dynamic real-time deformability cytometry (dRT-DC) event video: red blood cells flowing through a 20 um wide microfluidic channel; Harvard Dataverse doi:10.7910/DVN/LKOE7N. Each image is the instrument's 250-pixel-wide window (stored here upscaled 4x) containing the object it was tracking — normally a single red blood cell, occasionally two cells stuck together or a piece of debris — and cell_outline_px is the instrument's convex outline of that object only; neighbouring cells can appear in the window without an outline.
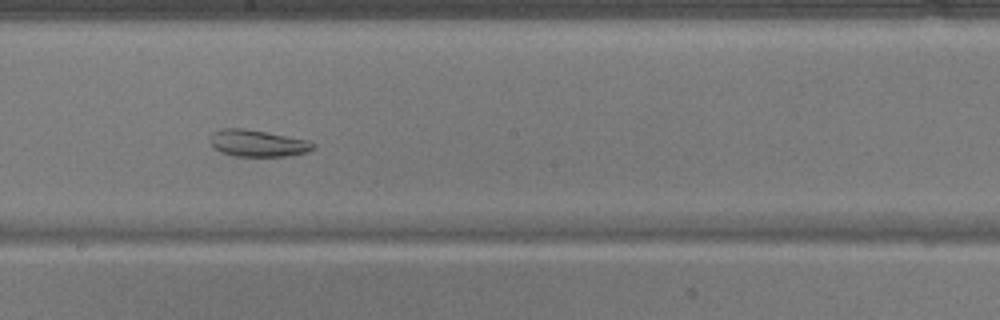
{"species": "common noctule bat (a hibernating species)", "species_latin": "Nyctalus noctula", "temperature_condition": "warm", "stored_images_in_passage": 50, "segment_of_instrument_passage": [2, 2], "camera_frame_rate_fps": 3000, "um_per_image_px": 0.085, "animal": {"sex": "male", "body_mass_g": 17.9}, "frame": {"image": 1, "passage_image": 28, "time_ms": 9.0, "image_size_px": [1000, 320], "cell_outline_px": [[316, 148], [308, 152], [284, 156], [232, 156], [220, 152], [212, 148], [208, 140], [208, 136], [212, 132], [220, 128], [244, 128], [308, 140], [316, 144]], "centroid_in_image_um": [21.83, 12.17], "position_along_channel_um": 226.4, "area_um2": 16.42}}
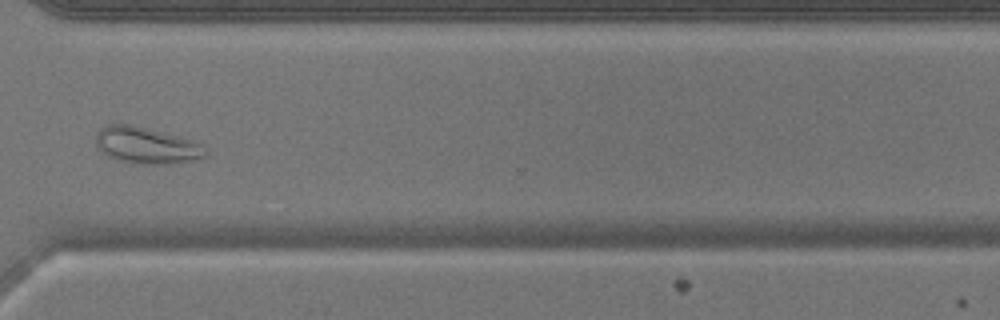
{"frame": {"image": 2, "passage_image": 38, "time_ms": 12.333, "image_size_px": [1000, 320], "cell_outline_px": [[208, 156], [192, 160], [168, 164], [132, 164], [108, 156], [100, 152], [96, 148], [96, 132], [100, 128], [108, 124], [132, 124], [180, 136], [192, 140], [208, 148]], "centroid_in_image_um": [12.44, 12.36], "position_along_channel_um": 358.2, "area_um2": 23.76}}
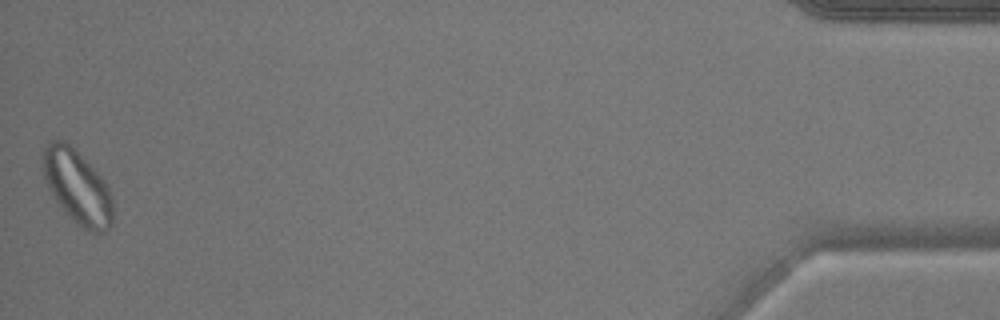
{"frame": {"image": 3, "passage_image": 50, "time_ms": 16.333, "image_size_px": [1000, 320], "cell_outline_px": [[112, 224], [104, 232], [88, 232], [76, 224], [56, 200], [48, 188], [44, 176], [40, 156], [48, 140], [64, 140], [108, 184], [112, 200]], "centroid_in_image_um": [6.55, 15.89], "position_along_channel_um": 428.7, "area_um2": 29.88}}